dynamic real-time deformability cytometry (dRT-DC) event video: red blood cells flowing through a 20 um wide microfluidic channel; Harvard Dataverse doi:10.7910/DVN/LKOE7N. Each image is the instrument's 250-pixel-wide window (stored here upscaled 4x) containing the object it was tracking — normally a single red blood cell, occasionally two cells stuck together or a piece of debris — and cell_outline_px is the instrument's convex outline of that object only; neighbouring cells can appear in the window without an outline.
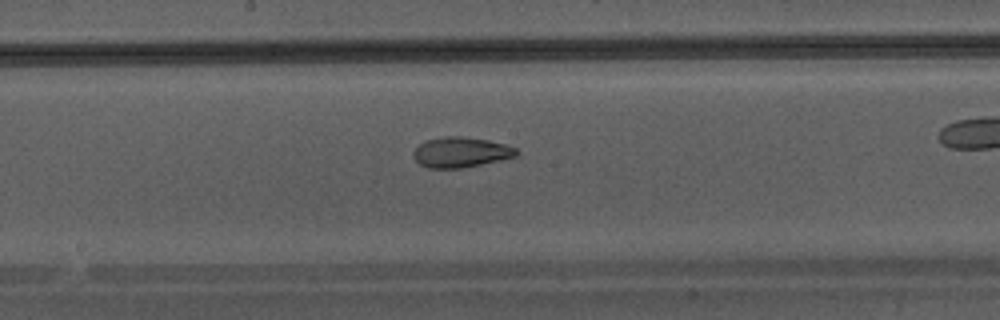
{"species": "Egyptian fruit bat (a non-hibernating species)", "species_latin": "Rousettus aegyptiacus", "temperature_condition": "warm", "stored_images_in_passage": 29, "camera_frame_rate_fps": 3000, "um_per_image_px": 0.085, "animal": {"sex": "male"}, "frame": {"image": 1, "passage_image": 17, "time_ms": 5.333, "image_size_px": [1000, 320], "cell_outline_px": [[520, 152], [516, 156], [500, 160], [460, 168], [428, 168], [420, 164], [412, 156], [412, 152], [424, 140], [444, 136], [460, 136], [488, 140], [504, 144], [516, 148]], "centroid_in_image_um": [39.15, 12.93], "position_along_channel_um": 209.1, "area_um2": 18.15}}